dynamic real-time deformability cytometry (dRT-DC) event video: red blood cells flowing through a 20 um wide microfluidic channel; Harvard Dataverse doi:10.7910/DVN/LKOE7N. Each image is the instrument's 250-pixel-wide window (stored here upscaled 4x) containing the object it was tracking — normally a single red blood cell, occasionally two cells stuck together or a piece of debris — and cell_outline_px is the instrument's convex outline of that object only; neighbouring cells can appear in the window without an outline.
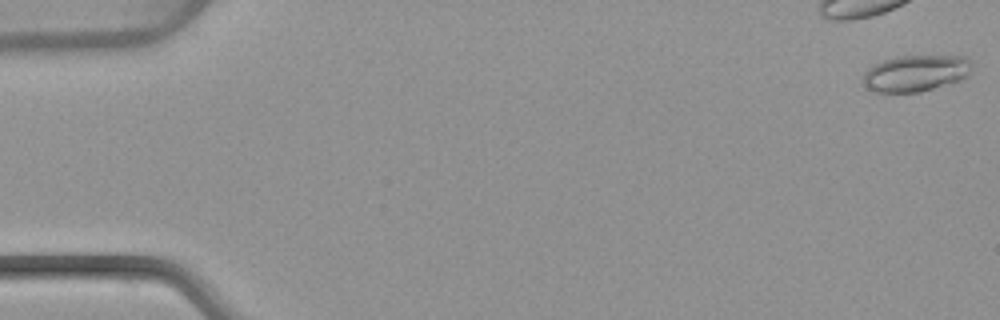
{"species": "common noctule bat (a hibernating species)", "species_latin": "Nyctalus noctula", "temperature_condition": "warm", "stored_images_in_passage": 6, "camera_frame_rate_fps": 3000, "um_per_image_px": 0.085, "animal": {"sex": "female", "body_mass_g": 22.7, "forearm_length_mm": 54.2}, "frame": {"image": 1, "passage_image": 1, "time_ms": 0.0, "image_size_px": [1000, 320], "cell_outline_px": [[972, 64], [968, 76], [960, 80], [920, 92], [876, 92], [868, 88], [860, 80], [864, 72], [868, 68], [884, 60], [896, 56], [968, 56]], "centroid_in_image_um": [77.83, 6.22], "position_along_channel_um": 7.2, "area_um2": 23.18}}